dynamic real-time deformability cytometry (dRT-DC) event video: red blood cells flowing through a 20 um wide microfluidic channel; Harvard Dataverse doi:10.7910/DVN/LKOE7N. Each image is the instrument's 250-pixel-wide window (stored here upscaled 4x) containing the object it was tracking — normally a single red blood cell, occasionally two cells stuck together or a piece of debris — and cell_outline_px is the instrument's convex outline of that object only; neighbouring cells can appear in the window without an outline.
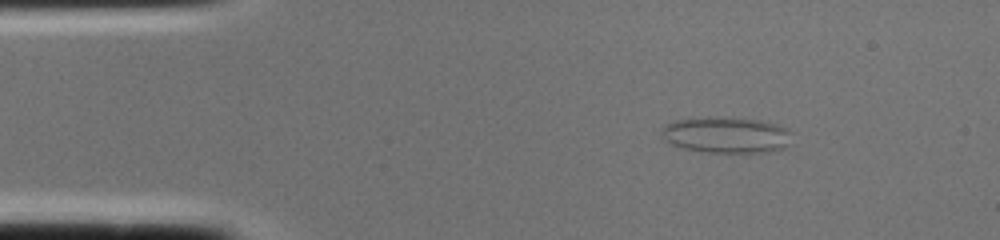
{"species": "common noctule bat (a hibernating species)", "species_latin": "Nyctalus noctula", "temperature_condition": "cold", "stored_images_in_passage": 1, "camera_frame_rate_fps": 3000, "um_per_image_px": 0.085, "animal": {"sex": "female", "body_mass_g": 22.0, "forearm_length_mm": 56.7}, "frame": {"image": 1, "passage_image": 1, "time_ms": 0.0, "image_size_px": [1000, 240], "cell_outline_px": [[792, 144], [784, 148], [768, 152], [708, 152], [684, 148], [672, 144], [664, 140], [660, 136], [660, 132], [664, 124], [676, 120], [760, 120], [776, 124], [788, 128]], "centroid_in_image_um": [61.77, 11.53], "position_along_channel_um": 23.2, "area_um2": 26.47}}